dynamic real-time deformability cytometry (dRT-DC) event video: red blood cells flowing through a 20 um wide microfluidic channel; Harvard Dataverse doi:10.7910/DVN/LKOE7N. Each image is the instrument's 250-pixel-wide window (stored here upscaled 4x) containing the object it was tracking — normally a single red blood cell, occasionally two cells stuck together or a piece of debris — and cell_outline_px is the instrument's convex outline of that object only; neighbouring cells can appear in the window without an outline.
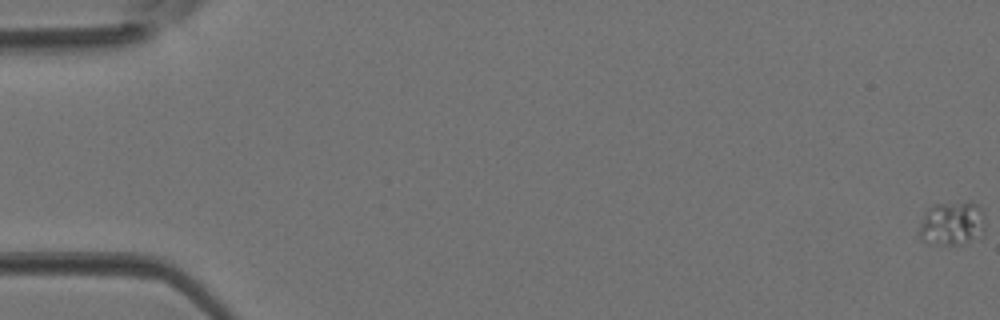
{"species": "Egyptian fruit bat (a non-hibernating species)", "species_latin": "Rousettus aegyptiacus", "temperature_condition": "room temperature", "stored_images_in_passage": 4, "camera_frame_rate_fps": 3000, "um_per_image_px": 0.085, "animal": {"sex": "female"}, "frame": {"image": 1, "passage_image": 1, "time_ms": 0.0, "image_size_px": [1000, 320], "cell_outline_px": [[984, 232], [960, 244], [940, 244], [920, 240], [920, 224], [924, 212], [928, 208], [936, 204], [976, 204], [984, 212]], "centroid_in_image_um": [80.89, 19.0], "position_along_channel_um": 4.1, "area_um2": 16.24}}